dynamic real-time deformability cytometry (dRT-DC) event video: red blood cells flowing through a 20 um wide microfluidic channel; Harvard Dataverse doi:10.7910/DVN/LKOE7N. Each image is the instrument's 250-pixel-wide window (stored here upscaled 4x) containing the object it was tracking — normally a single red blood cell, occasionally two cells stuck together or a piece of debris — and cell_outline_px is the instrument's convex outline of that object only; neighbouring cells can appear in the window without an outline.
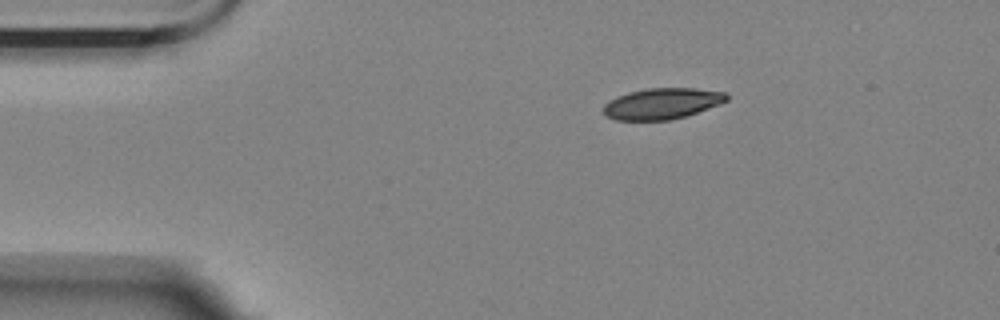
{"species": "Egyptian fruit bat (a non-hibernating species)", "species_latin": "Rousettus aegyptiacus", "temperature_condition": "room temperature", "stored_images_in_passage": 48, "camera_frame_rate_fps": 3000, "um_per_image_px": 0.085, "animal": {"sex": "female"}, "frame": {"image": 1, "passage_image": 1, "time_ms": 0.0, "image_size_px": [1000, 320], "cell_outline_px": [[728, 100], [720, 104], [684, 116], [668, 120], [616, 120], [608, 116], [604, 112], [604, 104], [608, 100], [616, 96], [628, 92], [648, 88], [692, 88], [728, 92]], "centroid_in_image_um": [56.27, 8.79], "position_along_channel_um": 28.7, "area_um2": 22.2}}
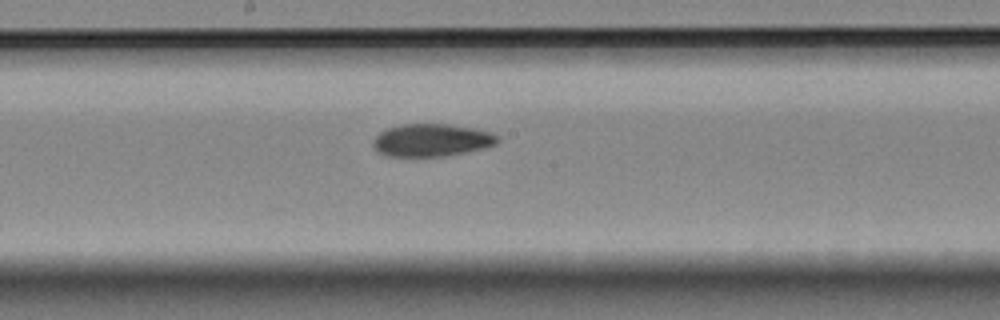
{"frame": {"image": 2, "passage_image": 21, "time_ms": 6.667, "image_size_px": [1000, 320], "cell_outline_px": [[500, 140], [496, 144], [484, 148], [444, 156], [384, 156], [372, 144], [372, 140], [380, 132], [388, 128], [400, 124], [448, 124], [476, 128], [492, 132], [500, 136]], "centroid_in_image_um": [36.72, 11.9], "position_along_channel_um": 211.5, "area_um2": 23.76}}
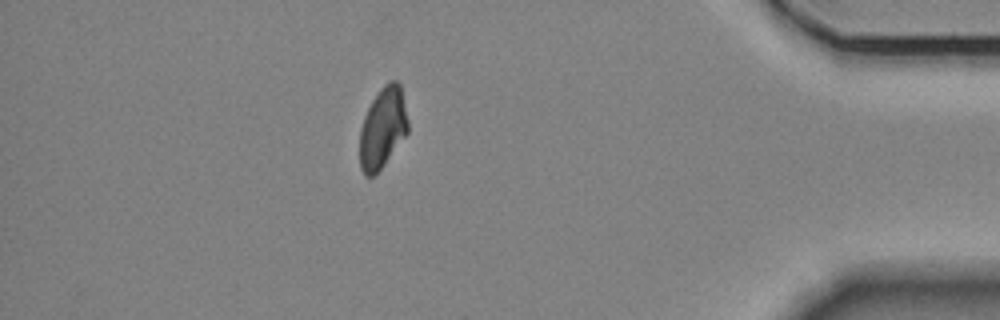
{"frame": {"image": 3, "passage_image": 41, "time_ms": 13.333, "image_size_px": [1000, 320], "cell_outline_px": [[408, 132], [384, 164], [372, 176], [364, 176], [360, 168], [360, 128], [364, 116], [372, 100], [380, 88], [388, 80], [396, 80], [400, 84], [408, 120]], "centroid_in_image_um": [32.52, 10.85], "position_along_channel_um": 402.7, "area_um2": 22.6}, "authors_computed_cell_mechanics": {"area_um2": 23.5824, "velocity_mm_per_s": 3.5015, "shape_relaxation_time_tau1_ms": null, "shape_relaxation_time_tau2_ms": 4.2784, "deformation_change_tau1": null, "deformation_change_tau2": 0.0857}}